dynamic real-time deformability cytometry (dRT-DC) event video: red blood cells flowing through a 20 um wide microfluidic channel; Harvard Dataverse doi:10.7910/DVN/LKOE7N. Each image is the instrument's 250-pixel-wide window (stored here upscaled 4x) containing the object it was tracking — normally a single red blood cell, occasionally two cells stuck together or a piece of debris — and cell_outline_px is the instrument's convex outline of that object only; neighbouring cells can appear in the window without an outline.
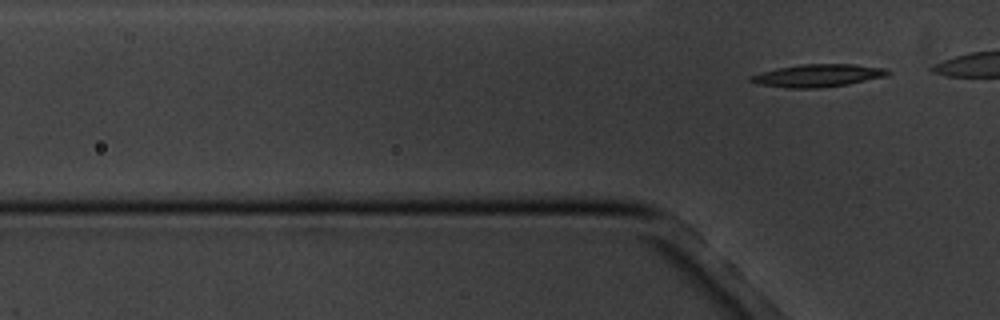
{"species": "common noctule bat (a hibernating species)", "species_latin": "Nyctalus noctula", "temperature_condition": "cold", "stored_images_in_passage": 5, "camera_frame_rate_fps": 3000, "um_per_image_px": 0.085, "animal": {"sex": "male", "body_mass_g": 20.1, "forearm_length_mm": 53.5}, "frame": {"image": 1, "passage_image": 5, "time_ms": 6.333, "image_size_px": [1000, 320], "cell_outline_px": [[892, 72], [884, 76], [848, 84], [820, 88], [788, 88], [760, 84], [748, 80], [752, 76], [760, 72], [776, 68], [800, 64], [852, 64], [888, 68]], "centroid_in_image_um": [69.53, 6.41], "position_along_channel_um": 56.3, "area_um2": 18.03}}